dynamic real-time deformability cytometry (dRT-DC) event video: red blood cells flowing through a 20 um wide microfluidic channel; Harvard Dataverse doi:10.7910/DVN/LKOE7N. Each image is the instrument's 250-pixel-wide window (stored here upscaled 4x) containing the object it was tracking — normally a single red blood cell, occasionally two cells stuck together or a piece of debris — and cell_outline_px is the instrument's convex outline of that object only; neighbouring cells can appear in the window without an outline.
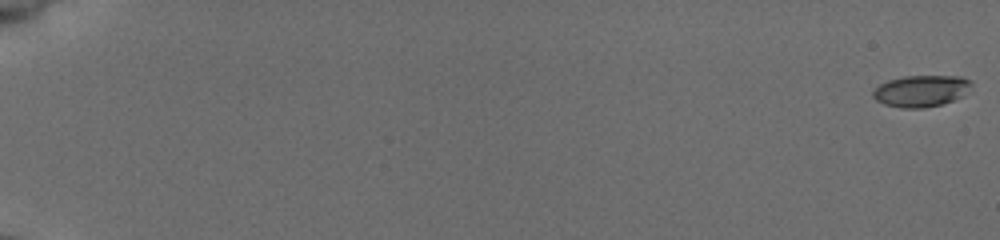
{"species": "common noctule bat (a hibernating species)", "species_latin": "Nyctalus noctula", "temperature_condition": "cold", "stored_images_in_passage": 56, "camera_frame_rate_fps": 3000, "um_per_image_px": 0.085, "animal": {"sex": "female", "body_mass_g": 19.5, "forearm_length_mm": 54.1}, "frame": {"image": 1, "passage_image": 1, "time_ms": 0.0, "image_size_px": [1000, 240], "cell_outline_px": [[972, 84], [964, 96], [940, 104], [924, 108], [900, 108], [884, 104], [876, 100], [872, 96], [872, 92], [880, 84], [888, 80], [904, 76], [960, 76], [972, 80]], "centroid_in_image_um": [78.3, 7.72], "position_along_channel_um": 6.7, "area_um2": 18.15}}
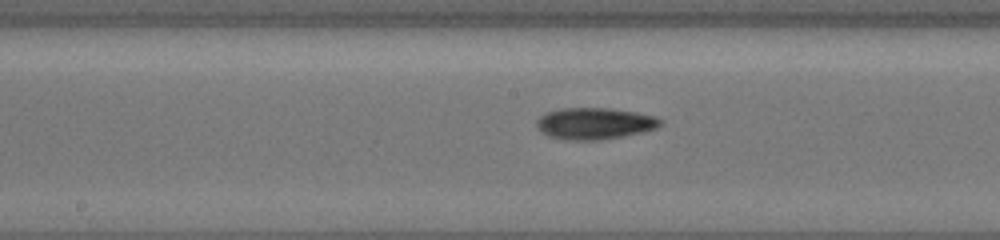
{"frame": {"image": 2, "passage_image": 32, "time_ms": 10.333, "image_size_px": [1000, 240], "cell_outline_px": [[664, 120], [656, 128], [644, 132], [624, 136], [600, 140], [572, 140], [548, 136], [536, 124], [536, 120], [544, 112], [560, 108], [612, 108], [636, 112], [656, 116]], "centroid_in_image_um": [50.57, 10.48], "position_along_channel_um": 197.6, "area_um2": 22.89}}
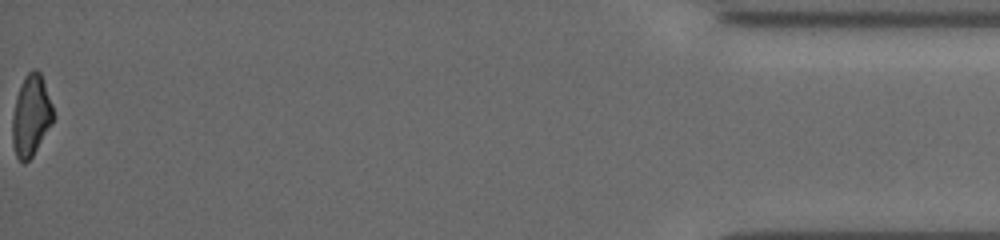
{"frame": {"image": 3, "passage_image": 56, "time_ms": 18.333, "image_size_px": [1000, 240], "cell_outline_px": [[56, 116], [52, 124], [32, 156], [24, 164], [16, 156], [12, 144], [12, 116], [16, 96], [24, 76], [32, 68], [36, 68], [40, 72], [52, 104]], "centroid_in_image_um": [2.64, 9.82], "position_along_channel_um": 432.6, "area_um2": 19.54}, "authors_computed_cell_mechanics": {"area_um2": 19.9699, "velocity_mm_per_s": 3.94, "shape_relaxation_time_tau1_ms": 2.2507, "shape_relaxation_time_tau2_ms": null, "deformation_change_tau1": 0.1262, "deformation_change_tau2": null}}